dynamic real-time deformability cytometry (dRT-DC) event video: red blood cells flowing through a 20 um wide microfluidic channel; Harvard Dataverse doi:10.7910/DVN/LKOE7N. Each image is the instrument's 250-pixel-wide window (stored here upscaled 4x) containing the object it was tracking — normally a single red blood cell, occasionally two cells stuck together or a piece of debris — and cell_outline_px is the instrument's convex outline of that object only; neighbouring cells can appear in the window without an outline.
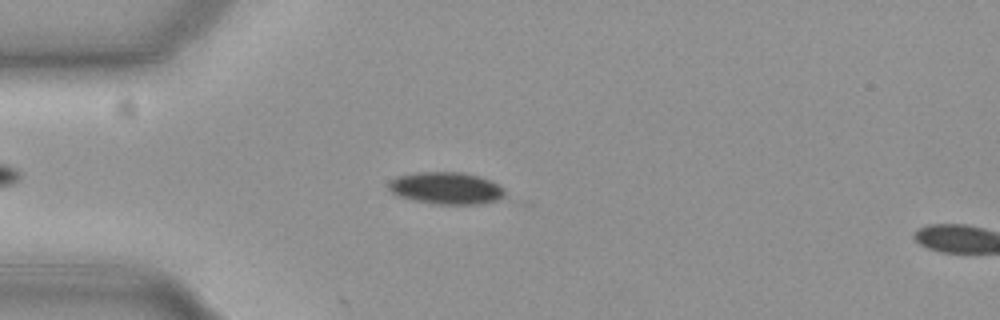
{"species": "common noctule bat (a hibernating species)", "species_latin": "Nyctalus noctula", "temperature_condition": "cold", "stored_images_in_passage": 45, "camera_frame_rate_fps": 3000, "um_per_image_px": 0.085, "animal": {"sex": "female", "body_mass_g": 19.3, "forearm_length_mm": 54.1}, "frame": {"image": 1, "passage_image": 11, "time_ms": 3.333, "image_size_px": [1000, 320], "cell_outline_px": [[504, 196], [496, 200], [472, 204], [440, 204], [416, 200], [396, 196], [388, 188], [388, 184], [396, 176], [416, 172], [464, 172], [480, 176], [492, 180], [504, 188]], "centroid_in_image_um": [37.92, 15.97], "position_along_channel_um": 47.1, "area_um2": 21.68}}
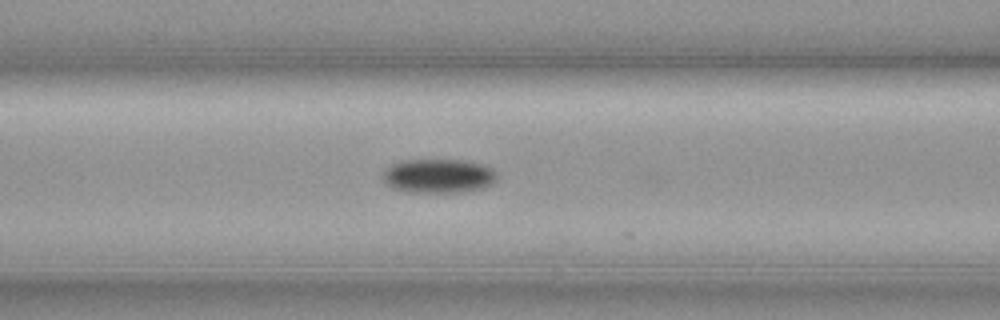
{"frame": {"image": 2, "passage_image": 19, "time_ms": 6.0, "image_size_px": [1000, 320], "cell_outline_px": [[496, 180], [492, 184], [484, 188], [460, 192], [404, 192], [392, 188], [380, 176], [384, 168], [392, 164], [404, 160], [464, 160], [484, 164], [492, 168], [496, 172]], "centroid_in_image_um": [37.25, 14.95], "position_along_channel_um": 129.3, "area_um2": 23.0}}
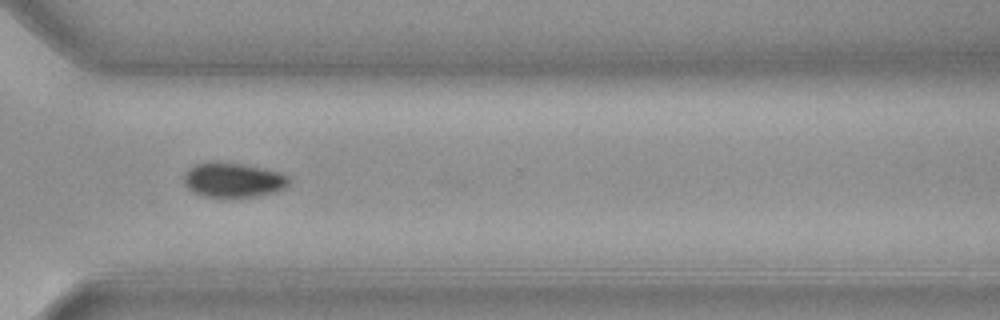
{"frame": {"image": 3, "passage_image": 37, "time_ms": 12.0, "image_size_px": [1000, 320], "cell_outline_px": [[288, 184], [284, 188], [272, 192], [256, 196], [224, 200], [204, 196], [192, 192], [184, 184], [184, 172], [188, 168], [196, 164], [212, 160], [244, 164], [264, 168], [280, 172], [288, 176]], "centroid_in_image_um": [19.75, 15.31], "position_along_channel_um": 350.8, "area_um2": 21.96}, "authors_computed_cell_mechanics": {"area_um2": 21.964, "velocity_mm_per_s": 3.7008, "shape_relaxation_time_tau1_ms": 3.3629, "shape_relaxation_time_tau2_ms": null, "deformation_change_tau1": 0.0674, "deformation_change_tau2": null}}